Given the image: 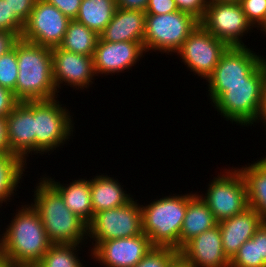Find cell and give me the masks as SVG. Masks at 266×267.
<instances>
[{
	"instance_id": "83f0119b",
	"label": "cell",
	"mask_w": 266,
	"mask_h": 267,
	"mask_svg": "<svg viewBox=\"0 0 266 267\" xmlns=\"http://www.w3.org/2000/svg\"><path fill=\"white\" fill-rule=\"evenodd\" d=\"M80 245L84 244H52L34 267H85L78 258Z\"/></svg>"
},
{
	"instance_id": "ab89813d",
	"label": "cell",
	"mask_w": 266,
	"mask_h": 267,
	"mask_svg": "<svg viewBox=\"0 0 266 267\" xmlns=\"http://www.w3.org/2000/svg\"><path fill=\"white\" fill-rule=\"evenodd\" d=\"M148 0H116V6L120 9H134L145 12Z\"/></svg>"
},
{
	"instance_id": "8d00e7d4",
	"label": "cell",
	"mask_w": 266,
	"mask_h": 267,
	"mask_svg": "<svg viewBox=\"0 0 266 267\" xmlns=\"http://www.w3.org/2000/svg\"><path fill=\"white\" fill-rule=\"evenodd\" d=\"M57 7L67 18L75 20L82 0H45Z\"/></svg>"
},
{
	"instance_id": "30bf717a",
	"label": "cell",
	"mask_w": 266,
	"mask_h": 267,
	"mask_svg": "<svg viewBox=\"0 0 266 267\" xmlns=\"http://www.w3.org/2000/svg\"><path fill=\"white\" fill-rule=\"evenodd\" d=\"M141 233V205L133 198L126 205L102 210L93 215L88 224V237L93 240L90 251L102 241L134 237Z\"/></svg>"
},
{
	"instance_id": "6da1fadb",
	"label": "cell",
	"mask_w": 266,
	"mask_h": 267,
	"mask_svg": "<svg viewBox=\"0 0 266 267\" xmlns=\"http://www.w3.org/2000/svg\"><path fill=\"white\" fill-rule=\"evenodd\" d=\"M6 226L1 238L0 257L14 267H34L48 251L52 242L38 212L31 204L21 205ZM2 236V237H1Z\"/></svg>"
},
{
	"instance_id": "f1b7e54d",
	"label": "cell",
	"mask_w": 266,
	"mask_h": 267,
	"mask_svg": "<svg viewBox=\"0 0 266 267\" xmlns=\"http://www.w3.org/2000/svg\"><path fill=\"white\" fill-rule=\"evenodd\" d=\"M229 267H266V263L259 258L258 229L254 236L244 242L238 252L230 260Z\"/></svg>"
},
{
	"instance_id": "9c48e42d",
	"label": "cell",
	"mask_w": 266,
	"mask_h": 267,
	"mask_svg": "<svg viewBox=\"0 0 266 267\" xmlns=\"http://www.w3.org/2000/svg\"><path fill=\"white\" fill-rule=\"evenodd\" d=\"M257 54L248 46L227 48L206 79L211 103L224 92V85L249 84V77L266 61L263 55Z\"/></svg>"
},
{
	"instance_id": "7a4b0ae2",
	"label": "cell",
	"mask_w": 266,
	"mask_h": 267,
	"mask_svg": "<svg viewBox=\"0 0 266 267\" xmlns=\"http://www.w3.org/2000/svg\"><path fill=\"white\" fill-rule=\"evenodd\" d=\"M18 78L15 98L19 102L58 97L53 81L52 48L23 39L16 42Z\"/></svg>"
},
{
	"instance_id": "f6af8a7d",
	"label": "cell",
	"mask_w": 266,
	"mask_h": 267,
	"mask_svg": "<svg viewBox=\"0 0 266 267\" xmlns=\"http://www.w3.org/2000/svg\"><path fill=\"white\" fill-rule=\"evenodd\" d=\"M208 3H219V2H228V3H240L241 0H207Z\"/></svg>"
},
{
	"instance_id": "ac0fdd59",
	"label": "cell",
	"mask_w": 266,
	"mask_h": 267,
	"mask_svg": "<svg viewBox=\"0 0 266 267\" xmlns=\"http://www.w3.org/2000/svg\"><path fill=\"white\" fill-rule=\"evenodd\" d=\"M6 127L10 154L27 164L29 154H35L34 101L19 102L7 115Z\"/></svg>"
},
{
	"instance_id": "ee69618b",
	"label": "cell",
	"mask_w": 266,
	"mask_h": 267,
	"mask_svg": "<svg viewBox=\"0 0 266 267\" xmlns=\"http://www.w3.org/2000/svg\"><path fill=\"white\" fill-rule=\"evenodd\" d=\"M169 267H189L180 257H178Z\"/></svg>"
},
{
	"instance_id": "d6a6232c",
	"label": "cell",
	"mask_w": 266,
	"mask_h": 267,
	"mask_svg": "<svg viewBox=\"0 0 266 267\" xmlns=\"http://www.w3.org/2000/svg\"><path fill=\"white\" fill-rule=\"evenodd\" d=\"M240 5L254 28L263 22L266 15V0H241Z\"/></svg>"
},
{
	"instance_id": "f546056e",
	"label": "cell",
	"mask_w": 266,
	"mask_h": 267,
	"mask_svg": "<svg viewBox=\"0 0 266 267\" xmlns=\"http://www.w3.org/2000/svg\"><path fill=\"white\" fill-rule=\"evenodd\" d=\"M18 78L16 43L12 50L0 57V86L14 93Z\"/></svg>"
},
{
	"instance_id": "7bdbcfd3",
	"label": "cell",
	"mask_w": 266,
	"mask_h": 267,
	"mask_svg": "<svg viewBox=\"0 0 266 267\" xmlns=\"http://www.w3.org/2000/svg\"><path fill=\"white\" fill-rule=\"evenodd\" d=\"M259 122H263V126H266V80L263 85L261 105L255 123L257 124Z\"/></svg>"
},
{
	"instance_id": "74e56055",
	"label": "cell",
	"mask_w": 266,
	"mask_h": 267,
	"mask_svg": "<svg viewBox=\"0 0 266 267\" xmlns=\"http://www.w3.org/2000/svg\"><path fill=\"white\" fill-rule=\"evenodd\" d=\"M18 103L12 91L0 86V117H7Z\"/></svg>"
},
{
	"instance_id": "52a82bcc",
	"label": "cell",
	"mask_w": 266,
	"mask_h": 267,
	"mask_svg": "<svg viewBox=\"0 0 266 267\" xmlns=\"http://www.w3.org/2000/svg\"><path fill=\"white\" fill-rule=\"evenodd\" d=\"M66 108L57 97L34 101L35 155H50L49 152L61 148L73 136L75 123Z\"/></svg>"
},
{
	"instance_id": "ba28073f",
	"label": "cell",
	"mask_w": 266,
	"mask_h": 267,
	"mask_svg": "<svg viewBox=\"0 0 266 267\" xmlns=\"http://www.w3.org/2000/svg\"><path fill=\"white\" fill-rule=\"evenodd\" d=\"M224 171L208 183L205 194L199 195L217 222L231 218L248 208L247 187L243 175L237 167L224 168Z\"/></svg>"
},
{
	"instance_id": "2e32d148",
	"label": "cell",
	"mask_w": 266,
	"mask_h": 267,
	"mask_svg": "<svg viewBox=\"0 0 266 267\" xmlns=\"http://www.w3.org/2000/svg\"><path fill=\"white\" fill-rule=\"evenodd\" d=\"M146 51L143 42H108L98 39L93 55L94 69L98 76L105 74H119L124 70H131L140 59L144 57ZM142 57V58H141ZM140 58V59H139Z\"/></svg>"
},
{
	"instance_id": "8992f818",
	"label": "cell",
	"mask_w": 266,
	"mask_h": 267,
	"mask_svg": "<svg viewBox=\"0 0 266 267\" xmlns=\"http://www.w3.org/2000/svg\"><path fill=\"white\" fill-rule=\"evenodd\" d=\"M199 24L200 20L194 15L180 10L161 15L146 14L144 49L173 55Z\"/></svg>"
},
{
	"instance_id": "5b68a950",
	"label": "cell",
	"mask_w": 266,
	"mask_h": 267,
	"mask_svg": "<svg viewBox=\"0 0 266 267\" xmlns=\"http://www.w3.org/2000/svg\"><path fill=\"white\" fill-rule=\"evenodd\" d=\"M265 80L266 61L249 77V84L224 85V92L211 104L232 124L254 126Z\"/></svg>"
},
{
	"instance_id": "1f68e13d",
	"label": "cell",
	"mask_w": 266,
	"mask_h": 267,
	"mask_svg": "<svg viewBox=\"0 0 266 267\" xmlns=\"http://www.w3.org/2000/svg\"><path fill=\"white\" fill-rule=\"evenodd\" d=\"M24 24L10 11L6 0H0V31L13 32L19 38L22 35Z\"/></svg>"
},
{
	"instance_id": "cb8c5ba5",
	"label": "cell",
	"mask_w": 266,
	"mask_h": 267,
	"mask_svg": "<svg viewBox=\"0 0 266 267\" xmlns=\"http://www.w3.org/2000/svg\"><path fill=\"white\" fill-rule=\"evenodd\" d=\"M237 168L247 187L248 207L256 210L266 222V158L261 157L255 163Z\"/></svg>"
},
{
	"instance_id": "4316f807",
	"label": "cell",
	"mask_w": 266,
	"mask_h": 267,
	"mask_svg": "<svg viewBox=\"0 0 266 267\" xmlns=\"http://www.w3.org/2000/svg\"><path fill=\"white\" fill-rule=\"evenodd\" d=\"M26 165L15 155H0V207L3 202L12 200L11 196L15 195L18 184L25 175Z\"/></svg>"
},
{
	"instance_id": "f35d334b",
	"label": "cell",
	"mask_w": 266,
	"mask_h": 267,
	"mask_svg": "<svg viewBox=\"0 0 266 267\" xmlns=\"http://www.w3.org/2000/svg\"><path fill=\"white\" fill-rule=\"evenodd\" d=\"M19 39L13 32L0 31V57L12 50Z\"/></svg>"
},
{
	"instance_id": "d590c367",
	"label": "cell",
	"mask_w": 266,
	"mask_h": 267,
	"mask_svg": "<svg viewBox=\"0 0 266 267\" xmlns=\"http://www.w3.org/2000/svg\"><path fill=\"white\" fill-rule=\"evenodd\" d=\"M178 11L175 0H148L146 14H166Z\"/></svg>"
},
{
	"instance_id": "3957f363",
	"label": "cell",
	"mask_w": 266,
	"mask_h": 267,
	"mask_svg": "<svg viewBox=\"0 0 266 267\" xmlns=\"http://www.w3.org/2000/svg\"><path fill=\"white\" fill-rule=\"evenodd\" d=\"M34 189L31 205L38 212L52 244H82L88 225L65 205L60 193L44 178Z\"/></svg>"
},
{
	"instance_id": "bcb514c9",
	"label": "cell",
	"mask_w": 266,
	"mask_h": 267,
	"mask_svg": "<svg viewBox=\"0 0 266 267\" xmlns=\"http://www.w3.org/2000/svg\"><path fill=\"white\" fill-rule=\"evenodd\" d=\"M0 267H14V266L11 265L8 260L0 257Z\"/></svg>"
},
{
	"instance_id": "5bb4252c",
	"label": "cell",
	"mask_w": 266,
	"mask_h": 267,
	"mask_svg": "<svg viewBox=\"0 0 266 267\" xmlns=\"http://www.w3.org/2000/svg\"><path fill=\"white\" fill-rule=\"evenodd\" d=\"M152 247L142 232L134 237L102 241L89 253L91 259L105 267H134Z\"/></svg>"
},
{
	"instance_id": "603a6c76",
	"label": "cell",
	"mask_w": 266,
	"mask_h": 267,
	"mask_svg": "<svg viewBox=\"0 0 266 267\" xmlns=\"http://www.w3.org/2000/svg\"><path fill=\"white\" fill-rule=\"evenodd\" d=\"M218 222L199 194H188V205L179 236V250L193 237L213 228Z\"/></svg>"
},
{
	"instance_id": "7dc6e473",
	"label": "cell",
	"mask_w": 266,
	"mask_h": 267,
	"mask_svg": "<svg viewBox=\"0 0 266 267\" xmlns=\"http://www.w3.org/2000/svg\"><path fill=\"white\" fill-rule=\"evenodd\" d=\"M258 29L261 30L262 33L264 32L266 34V15H265L263 22L257 27V30Z\"/></svg>"
},
{
	"instance_id": "d6986e66",
	"label": "cell",
	"mask_w": 266,
	"mask_h": 267,
	"mask_svg": "<svg viewBox=\"0 0 266 267\" xmlns=\"http://www.w3.org/2000/svg\"><path fill=\"white\" fill-rule=\"evenodd\" d=\"M263 220L259 213L248 207L231 218L218 222L224 254L229 260L238 252L239 247L251 239Z\"/></svg>"
},
{
	"instance_id": "e0dca14e",
	"label": "cell",
	"mask_w": 266,
	"mask_h": 267,
	"mask_svg": "<svg viewBox=\"0 0 266 267\" xmlns=\"http://www.w3.org/2000/svg\"><path fill=\"white\" fill-rule=\"evenodd\" d=\"M179 257L189 267L230 266V260L224 254L218 224L188 241L179 250Z\"/></svg>"
},
{
	"instance_id": "8fae6325",
	"label": "cell",
	"mask_w": 266,
	"mask_h": 267,
	"mask_svg": "<svg viewBox=\"0 0 266 267\" xmlns=\"http://www.w3.org/2000/svg\"><path fill=\"white\" fill-rule=\"evenodd\" d=\"M200 24L228 46H247L241 38L254 28L240 3L228 2L208 3Z\"/></svg>"
},
{
	"instance_id": "277c9868",
	"label": "cell",
	"mask_w": 266,
	"mask_h": 267,
	"mask_svg": "<svg viewBox=\"0 0 266 267\" xmlns=\"http://www.w3.org/2000/svg\"><path fill=\"white\" fill-rule=\"evenodd\" d=\"M188 205V193L164 196L141 205L142 232L153 246L179 251V236Z\"/></svg>"
},
{
	"instance_id": "ffe728a7",
	"label": "cell",
	"mask_w": 266,
	"mask_h": 267,
	"mask_svg": "<svg viewBox=\"0 0 266 267\" xmlns=\"http://www.w3.org/2000/svg\"><path fill=\"white\" fill-rule=\"evenodd\" d=\"M146 13L141 10L117 8L113 18L99 35L104 41L143 42Z\"/></svg>"
},
{
	"instance_id": "b9f144b4",
	"label": "cell",
	"mask_w": 266,
	"mask_h": 267,
	"mask_svg": "<svg viewBox=\"0 0 266 267\" xmlns=\"http://www.w3.org/2000/svg\"><path fill=\"white\" fill-rule=\"evenodd\" d=\"M258 250L259 258L266 263V222L258 228Z\"/></svg>"
},
{
	"instance_id": "7402d4cb",
	"label": "cell",
	"mask_w": 266,
	"mask_h": 267,
	"mask_svg": "<svg viewBox=\"0 0 266 267\" xmlns=\"http://www.w3.org/2000/svg\"><path fill=\"white\" fill-rule=\"evenodd\" d=\"M44 178L60 193L68 209L88 225L93 218L90 180L79 178L69 184H61L54 178Z\"/></svg>"
},
{
	"instance_id": "e575fe53",
	"label": "cell",
	"mask_w": 266,
	"mask_h": 267,
	"mask_svg": "<svg viewBox=\"0 0 266 267\" xmlns=\"http://www.w3.org/2000/svg\"><path fill=\"white\" fill-rule=\"evenodd\" d=\"M178 10L194 15L201 20L204 17L207 0H175Z\"/></svg>"
},
{
	"instance_id": "44dd1931",
	"label": "cell",
	"mask_w": 266,
	"mask_h": 267,
	"mask_svg": "<svg viewBox=\"0 0 266 267\" xmlns=\"http://www.w3.org/2000/svg\"><path fill=\"white\" fill-rule=\"evenodd\" d=\"M121 185L114 177L104 175V173L90 179L93 215L102 210L126 205L133 199V196L126 193L124 186Z\"/></svg>"
},
{
	"instance_id": "836d02e7",
	"label": "cell",
	"mask_w": 266,
	"mask_h": 267,
	"mask_svg": "<svg viewBox=\"0 0 266 267\" xmlns=\"http://www.w3.org/2000/svg\"><path fill=\"white\" fill-rule=\"evenodd\" d=\"M10 11L25 25L36 0H6Z\"/></svg>"
},
{
	"instance_id": "484cf974",
	"label": "cell",
	"mask_w": 266,
	"mask_h": 267,
	"mask_svg": "<svg viewBox=\"0 0 266 267\" xmlns=\"http://www.w3.org/2000/svg\"><path fill=\"white\" fill-rule=\"evenodd\" d=\"M99 37L95 31L76 20H71L59 47L69 52L93 56Z\"/></svg>"
},
{
	"instance_id": "4dcf8cb0",
	"label": "cell",
	"mask_w": 266,
	"mask_h": 267,
	"mask_svg": "<svg viewBox=\"0 0 266 267\" xmlns=\"http://www.w3.org/2000/svg\"><path fill=\"white\" fill-rule=\"evenodd\" d=\"M178 257L175 248L153 246L134 267H169Z\"/></svg>"
},
{
	"instance_id": "d4e9b609",
	"label": "cell",
	"mask_w": 266,
	"mask_h": 267,
	"mask_svg": "<svg viewBox=\"0 0 266 267\" xmlns=\"http://www.w3.org/2000/svg\"><path fill=\"white\" fill-rule=\"evenodd\" d=\"M116 9V0H82L75 20L100 35Z\"/></svg>"
},
{
	"instance_id": "9a60e30c",
	"label": "cell",
	"mask_w": 266,
	"mask_h": 267,
	"mask_svg": "<svg viewBox=\"0 0 266 267\" xmlns=\"http://www.w3.org/2000/svg\"><path fill=\"white\" fill-rule=\"evenodd\" d=\"M52 69L53 81L58 93V88H61L63 83L73 89H87L97 76L93 56L69 52L59 46L52 48Z\"/></svg>"
},
{
	"instance_id": "60d3db41",
	"label": "cell",
	"mask_w": 266,
	"mask_h": 267,
	"mask_svg": "<svg viewBox=\"0 0 266 267\" xmlns=\"http://www.w3.org/2000/svg\"><path fill=\"white\" fill-rule=\"evenodd\" d=\"M10 154L7 138L6 117H0V155Z\"/></svg>"
},
{
	"instance_id": "7c38bea8",
	"label": "cell",
	"mask_w": 266,
	"mask_h": 267,
	"mask_svg": "<svg viewBox=\"0 0 266 267\" xmlns=\"http://www.w3.org/2000/svg\"><path fill=\"white\" fill-rule=\"evenodd\" d=\"M228 47L199 24L176 53L195 76L206 80Z\"/></svg>"
},
{
	"instance_id": "4fadbf2b",
	"label": "cell",
	"mask_w": 266,
	"mask_h": 267,
	"mask_svg": "<svg viewBox=\"0 0 266 267\" xmlns=\"http://www.w3.org/2000/svg\"><path fill=\"white\" fill-rule=\"evenodd\" d=\"M70 21L53 4L36 0L20 38L40 46L57 47L62 43Z\"/></svg>"
}]
</instances>
